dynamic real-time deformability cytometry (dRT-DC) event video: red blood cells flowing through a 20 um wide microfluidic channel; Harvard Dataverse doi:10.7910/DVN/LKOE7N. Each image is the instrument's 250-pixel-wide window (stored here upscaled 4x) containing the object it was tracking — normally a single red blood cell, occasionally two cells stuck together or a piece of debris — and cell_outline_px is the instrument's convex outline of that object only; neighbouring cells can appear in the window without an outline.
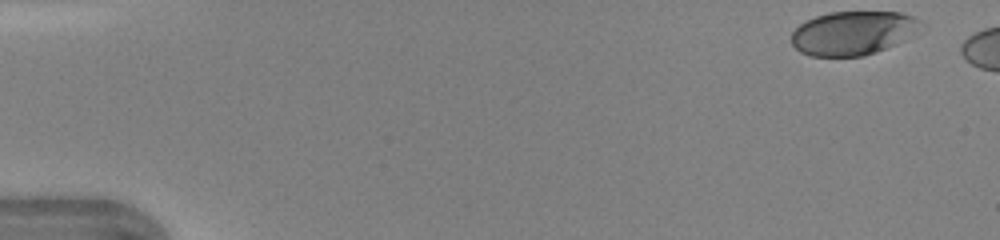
{"species": "human", "species_latin": "Homo sapiens", "temperature_condition": "warm", "stored_images_in_passage": 5, "camera_frame_rate_fps": 3000, "um_per_image_px": 0.085, "donor": {"sex": "female"}, "frame": {"image": 1, "passage_image": 1, "time_ms": 0.0, "image_size_px": [1000, 240], "cell_outline_px": [[920, 20], [904, 40], [896, 44], [876, 52], [864, 56], [812, 56], [800, 52], [792, 44], [792, 32], [800, 24], [816, 16], [828, 12], [900, 12], [912, 16]], "centroid_in_image_um": [72.41, 2.81], "position_along_channel_um": 12.6, "area_um2": 32.37}}